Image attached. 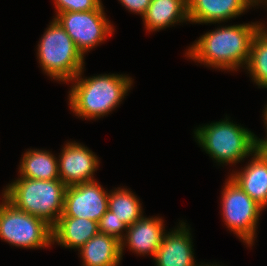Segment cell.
I'll return each instance as SVG.
<instances>
[{
  "label": "cell",
  "instance_id": "7c38bea8",
  "mask_svg": "<svg viewBox=\"0 0 267 266\" xmlns=\"http://www.w3.org/2000/svg\"><path fill=\"white\" fill-rule=\"evenodd\" d=\"M163 222L161 218L156 216L155 218L142 217L133 225H130L125 237L120 242L121 256L123 255L124 246H128L136 254H142L143 256L151 254L154 258L166 233L164 232Z\"/></svg>",
  "mask_w": 267,
  "mask_h": 266
},
{
  "label": "cell",
  "instance_id": "30bf717a",
  "mask_svg": "<svg viewBox=\"0 0 267 266\" xmlns=\"http://www.w3.org/2000/svg\"><path fill=\"white\" fill-rule=\"evenodd\" d=\"M59 157L58 174L66 186L96 180L93 174L99 165L98 157L81 143L68 142Z\"/></svg>",
  "mask_w": 267,
  "mask_h": 266
},
{
  "label": "cell",
  "instance_id": "e0dca14e",
  "mask_svg": "<svg viewBox=\"0 0 267 266\" xmlns=\"http://www.w3.org/2000/svg\"><path fill=\"white\" fill-rule=\"evenodd\" d=\"M78 251L83 266H117L122 260L120 241L103 233L96 234Z\"/></svg>",
  "mask_w": 267,
  "mask_h": 266
},
{
  "label": "cell",
  "instance_id": "6da1fadb",
  "mask_svg": "<svg viewBox=\"0 0 267 266\" xmlns=\"http://www.w3.org/2000/svg\"><path fill=\"white\" fill-rule=\"evenodd\" d=\"M262 26L253 22L219 27L199 37L186 54L201 64L236 71L247 64L252 40Z\"/></svg>",
  "mask_w": 267,
  "mask_h": 266
},
{
  "label": "cell",
  "instance_id": "8992f818",
  "mask_svg": "<svg viewBox=\"0 0 267 266\" xmlns=\"http://www.w3.org/2000/svg\"><path fill=\"white\" fill-rule=\"evenodd\" d=\"M0 203V238L24 248L49 247L52 226L45 220L15 208L4 197Z\"/></svg>",
  "mask_w": 267,
  "mask_h": 266
},
{
  "label": "cell",
  "instance_id": "ffe728a7",
  "mask_svg": "<svg viewBox=\"0 0 267 266\" xmlns=\"http://www.w3.org/2000/svg\"><path fill=\"white\" fill-rule=\"evenodd\" d=\"M252 80L262 88H267V28L261 27L255 34L249 59L245 65Z\"/></svg>",
  "mask_w": 267,
  "mask_h": 266
},
{
  "label": "cell",
  "instance_id": "3957f363",
  "mask_svg": "<svg viewBox=\"0 0 267 266\" xmlns=\"http://www.w3.org/2000/svg\"><path fill=\"white\" fill-rule=\"evenodd\" d=\"M6 187L2 196L15 208L39 217L51 226L62 215L67 186L60 179L20 177Z\"/></svg>",
  "mask_w": 267,
  "mask_h": 266
},
{
  "label": "cell",
  "instance_id": "7402d4cb",
  "mask_svg": "<svg viewBox=\"0 0 267 266\" xmlns=\"http://www.w3.org/2000/svg\"><path fill=\"white\" fill-rule=\"evenodd\" d=\"M57 13L103 10L101 0H54Z\"/></svg>",
  "mask_w": 267,
  "mask_h": 266
},
{
  "label": "cell",
  "instance_id": "9a60e30c",
  "mask_svg": "<svg viewBox=\"0 0 267 266\" xmlns=\"http://www.w3.org/2000/svg\"><path fill=\"white\" fill-rule=\"evenodd\" d=\"M98 233V222L94 220L78 217H59L52 226V244L56 242L66 248L80 249Z\"/></svg>",
  "mask_w": 267,
  "mask_h": 266
},
{
  "label": "cell",
  "instance_id": "cb8c5ba5",
  "mask_svg": "<svg viewBox=\"0 0 267 266\" xmlns=\"http://www.w3.org/2000/svg\"><path fill=\"white\" fill-rule=\"evenodd\" d=\"M267 130V126H266ZM257 138L256 150L267 159V137L266 139H259Z\"/></svg>",
  "mask_w": 267,
  "mask_h": 266
},
{
  "label": "cell",
  "instance_id": "9c48e42d",
  "mask_svg": "<svg viewBox=\"0 0 267 266\" xmlns=\"http://www.w3.org/2000/svg\"><path fill=\"white\" fill-rule=\"evenodd\" d=\"M108 196L96 181L67 186L60 217H78L99 222L108 210Z\"/></svg>",
  "mask_w": 267,
  "mask_h": 266
},
{
  "label": "cell",
  "instance_id": "484cf974",
  "mask_svg": "<svg viewBox=\"0 0 267 266\" xmlns=\"http://www.w3.org/2000/svg\"><path fill=\"white\" fill-rule=\"evenodd\" d=\"M202 266H204V265H202ZM205 266H217V264L216 265H213V264L212 265H208V264L206 265L205 264ZM218 266H220V265H218Z\"/></svg>",
  "mask_w": 267,
  "mask_h": 266
},
{
  "label": "cell",
  "instance_id": "603a6c76",
  "mask_svg": "<svg viewBox=\"0 0 267 266\" xmlns=\"http://www.w3.org/2000/svg\"><path fill=\"white\" fill-rule=\"evenodd\" d=\"M125 8L133 13L143 16L151 4V0H119Z\"/></svg>",
  "mask_w": 267,
  "mask_h": 266
},
{
  "label": "cell",
  "instance_id": "7a4b0ae2",
  "mask_svg": "<svg viewBox=\"0 0 267 266\" xmlns=\"http://www.w3.org/2000/svg\"><path fill=\"white\" fill-rule=\"evenodd\" d=\"M83 69L74 77L69 91V106L76 116L86 119L104 117L114 110L132 86V78L104 74L82 78Z\"/></svg>",
  "mask_w": 267,
  "mask_h": 266
},
{
  "label": "cell",
  "instance_id": "5b68a950",
  "mask_svg": "<svg viewBox=\"0 0 267 266\" xmlns=\"http://www.w3.org/2000/svg\"><path fill=\"white\" fill-rule=\"evenodd\" d=\"M46 29L37 48L42 70L54 80L73 81L84 69V56L55 18Z\"/></svg>",
  "mask_w": 267,
  "mask_h": 266
},
{
  "label": "cell",
  "instance_id": "5bb4252c",
  "mask_svg": "<svg viewBox=\"0 0 267 266\" xmlns=\"http://www.w3.org/2000/svg\"><path fill=\"white\" fill-rule=\"evenodd\" d=\"M243 170L230 177L262 208L267 207V159L257 150Z\"/></svg>",
  "mask_w": 267,
  "mask_h": 266
},
{
  "label": "cell",
  "instance_id": "8fae6325",
  "mask_svg": "<svg viewBox=\"0 0 267 266\" xmlns=\"http://www.w3.org/2000/svg\"><path fill=\"white\" fill-rule=\"evenodd\" d=\"M188 18L192 23H220L235 18L252 6L257 0H187Z\"/></svg>",
  "mask_w": 267,
  "mask_h": 266
},
{
  "label": "cell",
  "instance_id": "ac0fdd59",
  "mask_svg": "<svg viewBox=\"0 0 267 266\" xmlns=\"http://www.w3.org/2000/svg\"><path fill=\"white\" fill-rule=\"evenodd\" d=\"M20 162V177L39 180L60 179L57 158L46 150H29Z\"/></svg>",
  "mask_w": 267,
  "mask_h": 266
},
{
  "label": "cell",
  "instance_id": "44dd1931",
  "mask_svg": "<svg viewBox=\"0 0 267 266\" xmlns=\"http://www.w3.org/2000/svg\"><path fill=\"white\" fill-rule=\"evenodd\" d=\"M99 233H103L109 236H112L119 240H123L125 235H122L123 230L127 231L128 226L123 223L120 219L114 216L110 210H107L106 213L100 218L98 222Z\"/></svg>",
  "mask_w": 267,
  "mask_h": 266
},
{
  "label": "cell",
  "instance_id": "d6986e66",
  "mask_svg": "<svg viewBox=\"0 0 267 266\" xmlns=\"http://www.w3.org/2000/svg\"><path fill=\"white\" fill-rule=\"evenodd\" d=\"M108 210L128 227L143 217L141 203L137 196L125 188L109 192Z\"/></svg>",
  "mask_w": 267,
  "mask_h": 266
},
{
  "label": "cell",
  "instance_id": "277c9868",
  "mask_svg": "<svg viewBox=\"0 0 267 266\" xmlns=\"http://www.w3.org/2000/svg\"><path fill=\"white\" fill-rule=\"evenodd\" d=\"M199 145L219 164H236L256 151L253 132L225 120L200 126L194 131Z\"/></svg>",
  "mask_w": 267,
  "mask_h": 266
},
{
  "label": "cell",
  "instance_id": "2e32d148",
  "mask_svg": "<svg viewBox=\"0 0 267 266\" xmlns=\"http://www.w3.org/2000/svg\"><path fill=\"white\" fill-rule=\"evenodd\" d=\"M142 19L148 31H158L189 21L187 0H151Z\"/></svg>",
  "mask_w": 267,
  "mask_h": 266
},
{
  "label": "cell",
  "instance_id": "d4e9b609",
  "mask_svg": "<svg viewBox=\"0 0 267 266\" xmlns=\"http://www.w3.org/2000/svg\"><path fill=\"white\" fill-rule=\"evenodd\" d=\"M263 112H264L263 117H264V121H265L264 123L266 124L265 126H267V105H266L265 110Z\"/></svg>",
  "mask_w": 267,
  "mask_h": 266
},
{
  "label": "cell",
  "instance_id": "52a82bcc",
  "mask_svg": "<svg viewBox=\"0 0 267 266\" xmlns=\"http://www.w3.org/2000/svg\"><path fill=\"white\" fill-rule=\"evenodd\" d=\"M222 191V215L227 228L252 246L260 212L264 210L229 176Z\"/></svg>",
  "mask_w": 267,
  "mask_h": 266
},
{
  "label": "cell",
  "instance_id": "4fadbf2b",
  "mask_svg": "<svg viewBox=\"0 0 267 266\" xmlns=\"http://www.w3.org/2000/svg\"><path fill=\"white\" fill-rule=\"evenodd\" d=\"M186 226L182 222L175 230L165 234L154 255L157 266H198L194 262L190 229Z\"/></svg>",
  "mask_w": 267,
  "mask_h": 266
},
{
  "label": "cell",
  "instance_id": "ba28073f",
  "mask_svg": "<svg viewBox=\"0 0 267 266\" xmlns=\"http://www.w3.org/2000/svg\"><path fill=\"white\" fill-rule=\"evenodd\" d=\"M55 19L83 56L102 43L114 30L106 19L104 10L62 12L57 13Z\"/></svg>",
  "mask_w": 267,
  "mask_h": 266
}]
</instances>
